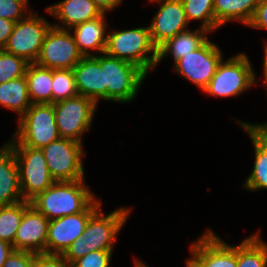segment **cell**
I'll return each mask as SVG.
<instances>
[{"instance_id":"6da1fadb","label":"cell","mask_w":267,"mask_h":267,"mask_svg":"<svg viewBox=\"0 0 267 267\" xmlns=\"http://www.w3.org/2000/svg\"><path fill=\"white\" fill-rule=\"evenodd\" d=\"M88 187L84 179L55 181L30 204L49 221L84 212L97 199Z\"/></svg>"},{"instance_id":"7a4b0ae2","label":"cell","mask_w":267,"mask_h":267,"mask_svg":"<svg viewBox=\"0 0 267 267\" xmlns=\"http://www.w3.org/2000/svg\"><path fill=\"white\" fill-rule=\"evenodd\" d=\"M104 53L131 62L147 74L157 66L158 48L151 40L148 25L108 32Z\"/></svg>"},{"instance_id":"3957f363","label":"cell","mask_w":267,"mask_h":267,"mask_svg":"<svg viewBox=\"0 0 267 267\" xmlns=\"http://www.w3.org/2000/svg\"><path fill=\"white\" fill-rule=\"evenodd\" d=\"M100 67L104 78V101L130 103L147 73L139 66L105 53L100 55Z\"/></svg>"},{"instance_id":"277c9868","label":"cell","mask_w":267,"mask_h":267,"mask_svg":"<svg viewBox=\"0 0 267 267\" xmlns=\"http://www.w3.org/2000/svg\"><path fill=\"white\" fill-rule=\"evenodd\" d=\"M18 121V128L8 141L10 146L42 149L60 138L52 103L32 104Z\"/></svg>"},{"instance_id":"5b68a950","label":"cell","mask_w":267,"mask_h":267,"mask_svg":"<svg viewBox=\"0 0 267 267\" xmlns=\"http://www.w3.org/2000/svg\"><path fill=\"white\" fill-rule=\"evenodd\" d=\"M253 66L245 53H238L217 66L204 93L215 97H234L243 94L256 84Z\"/></svg>"},{"instance_id":"8992f818","label":"cell","mask_w":267,"mask_h":267,"mask_svg":"<svg viewBox=\"0 0 267 267\" xmlns=\"http://www.w3.org/2000/svg\"><path fill=\"white\" fill-rule=\"evenodd\" d=\"M97 105L82 95L53 103L60 137L83 143L82 135L90 130Z\"/></svg>"},{"instance_id":"52a82bcc","label":"cell","mask_w":267,"mask_h":267,"mask_svg":"<svg viewBox=\"0 0 267 267\" xmlns=\"http://www.w3.org/2000/svg\"><path fill=\"white\" fill-rule=\"evenodd\" d=\"M19 170L20 186L24 201L30 202L43 193L55 180L51 177L41 149L28 146H11Z\"/></svg>"},{"instance_id":"ba28073f","label":"cell","mask_w":267,"mask_h":267,"mask_svg":"<svg viewBox=\"0 0 267 267\" xmlns=\"http://www.w3.org/2000/svg\"><path fill=\"white\" fill-rule=\"evenodd\" d=\"M49 173L55 181H77L85 179L83 166V143L58 138L41 149Z\"/></svg>"},{"instance_id":"9c48e42d","label":"cell","mask_w":267,"mask_h":267,"mask_svg":"<svg viewBox=\"0 0 267 267\" xmlns=\"http://www.w3.org/2000/svg\"><path fill=\"white\" fill-rule=\"evenodd\" d=\"M52 26L38 12L33 11L24 19L15 23L13 31L3 50L24 58L29 63H35L44 37Z\"/></svg>"},{"instance_id":"30bf717a","label":"cell","mask_w":267,"mask_h":267,"mask_svg":"<svg viewBox=\"0 0 267 267\" xmlns=\"http://www.w3.org/2000/svg\"><path fill=\"white\" fill-rule=\"evenodd\" d=\"M82 58L72 31L51 26L35 64L50 69H73Z\"/></svg>"},{"instance_id":"8fae6325","label":"cell","mask_w":267,"mask_h":267,"mask_svg":"<svg viewBox=\"0 0 267 267\" xmlns=\"http://www.w3.org/2000/svg\"><path fill=\"white\" fill-rule=\"evenodd\" d=\"M219 46L207 39L198 49L174 63V70L202 91L214 76L223 54Z\"/></svg>"},{"instance_id":"7c38bea8","label":"cell","mask_w":267,"mask_h":267,"mask_svg":"<svg viewBox=\"0 0 267 267\" xmlns=\"http://www.w3.org/2000/svg\"><path fill=\"white\" fill-rule=\"evenodd\" d=\"M99 208L89 219L82 237L85 238L86 252L114 250L119 231L124 227L130 208L120 207L108 215Z\"/></svg>"},{"instance_id":"4fadbf2b","label":"cell","mask_w":267,"mask_h":267,"mask_svg":"<svg viewBox=\"0 0 267 267\" xmlns=\"http://www.w3.org/2000/svg\"><path fill=\"white\" fill-rule=\"evenodd\" d=\"M102 206L96 199L84 212L49 221L47 254H62L78 237H82L90 217Z\"/></svg>"},{"instance_id":"5bb4252c","label":"cell","mask_w":267,"mask_h":267,"mask_svg":"<svg viewBox=\"0 0 267 267\" xmlns=\"http://www.w3.org/2000/svg\"><path fill=\"white\" fill-rule=\"evenodd\" d=\"M150 2L161 3L148 26L151 40L157 48L177 34L189 30L187 28L189 22L181 0H150Z\"/></svg>"},{"instance_id":"9a60e30c","label":"cell","mask_w":267,"mask_h":267,"mask_svg":"<svg viewBox=\"0 0 267 267\" xmlns=\"http://www.w3.org/2000/svg\"><path fill=\"white\" fill-rule=\"evenodd\" d=\"M190 251L201 267H237V245H229L211 229L191 242Z\"/></svg>"},{"instance_id":"2e32d148","label":"cell","mask_w":267,"mask_h":267,"mask_svg":"<svg viewBox=\"0 0 267 267\" xmlns=\"http://www.w3.org/2000/svg\"><path fill=\"white\" fill-rule=\"evenodd\" d=\"M49 220L30 205L23 213V218L14 239V250L28 251L35 254L46 253Z\"/></svg>"},{"instance_id":"e0dca14e","label":"cell","mask_w":267,"mask_h":267,"mask_svg":"<svg viewBox=\"0 0 267 267\" xmlns=\"http://www.w3.org/2000/svg\"><path fill=\"white\" fill-rule=\"evenodd\" d=\"M46 11L60 21L59 24L53 23L52 26L69 30L77 24L104 15L92 0H63L48 6Z\"/></svg>"},{"instance_id":"ac0fdd59","label":"cell","mask_w":267,"mask_h":267,"mask_svg":"<svg viewBox=\"0 0 267 267\" xmlns=\"http://www.w3.org/2000/svg\"><path fill=\"white\" fill-rule=\"evenodd\" d=\"M79 95L98 104L104 100V78L100 67V55L83 57L72 69Z\"/></svg>"},{"instance_id":"d6986e66","label":"cell","mask_w":267,"mask_h":267,"mask_svg":"<svg viewBox=\"0 0 267 267\" xmlns=\"http://www.w3.org/2000/svg\"><path fill=\"white\" fill-rule=\"evenodd\" d=\"M23 201L19 170L13 148L5 143L0 148V207Z\"/></svg>"},{"instance_id":"ffe728a7","label":"cell","mask_w":267,"mask_h":267,"mask_svg":"<svg viewBox=\"0 0 267 267\" xmlns=\"http://www.w3.org/2000/svg\"><path fill=\"white\" fill-rule=\"evenodd\" d=\"M106 15L77 24L70 30L74 31L76 45L83 57L94 56L91 51L103 54L107 43ZM91 50V51H89ZM91 53V54H90Z\"/></svg>"},{"instance_id":"44dd1931","label":"cell","mask_w":267,"mask_h":267,"mask_svg":"<svg viewBox=\"0 0 267 267\" xmlns=\"http://www.w3.org/2000/svg\"><path fill=\"white\" fill-rule=\"evenodd\" d=\"M208 33L210 32L199 27L195 31L187 30L167 40L158 48L157 65L169 55H171L175 63L184 55L198 49L208 39Z\"/></svg>"},{"instance_id":"7402d4cb","label":"cell","mask_w":267,"mask_h":267,"mask_svg":"<svg viewBox=\"0 0 267 267\" xmlns=\"http://www.w3.org/2000/svg\"><path fill=\"white\" fill-rule=\"evenodd\" d=\"M214 17L220 27L228 22L237 21L248 25L261 0H213Z\"/></svg>"},{"instance_id":"603a6c76","label":"cell","mask_w":267,"mask_h":267,"mask_svg":"<svg viewBox=\"0 0 267 267\" xmlns=\"http://www.w3.org/2000/svg\"><path fill=\"white\" fill-rule=\"evenodd\" d=\"M25 76L32 104L52 103L53 69L29 63Z\"/></svg>"},{"instance_id":"cb8c5ba5","label":"cell","mask_w":267,"mask_h":267,"mask_svg":"<svg viewBox=\"0 0 267 267\" xmlns=\"http://www.w3.org/2000/svg\"><path fill=\"white\" fill-rule=\"evenodd\" d=\"M0 105L18 113L19 118L30 108L32 102L29 98L25 75L0 84Z\"/></svg>"},{"instance_id":"d4e9b609","label":"cell","mask_w":267,"mask_h":267,"mask_svg":"<svg viewBox=\"0 0 267 267\" xmlns=\"http://www.w3.org/2000/svg\"><path fill=\"white\" fill-rule=\"evenodd\" d=\"M237 267H267V243L262 241L259 232L237 245Z\"/></svg>"},{"instance_id":"484cf974","label":"cell","mask_w":267,"mask_h":267,"mask_svg":"<svg viewBox=\"0 0 267 267\" xmlns=\"http://www.w3.org/2000/svg\"><path fill=\"white\" fill-rule=\"evenodd\" d=\"M241 128L249 135L254 145L255 161L252 172L244 183L248 191L267 189V148L261 144L243 125Z\"/></svg>"},{"instance_id":"4316f807","label":"cell","mask_w":267,"mask_h":267,"mask_svg":"<svg viewBox=\"0 0 267 267\" xmlns=\"http://www.w3.org/2000/svg\"><path fill=\"white\" fill-rule=\"evenodd\" d=\"M30 202L19 203L0 207V239L13 245L17 229L23 218L24 211L30 206Z\"/></svg>"},{"instance_id":"83f0119b","label":"cell","mask_w":267,"mask_h":267,"mask_svg":"<svg viewBox=\"0 0 267 267\" xmlns=\"http://www.w3.org/2000/svg\"><path fill=\"white\" fill-rule=\"evenodd\" d=\"M184 6L186 17L190 23L192 20H201L200 28L211 33L219 28L214 17L213 0H181Z\"/></svg>"},{"instance_id":"f1b7e54d","label":"cell","mask_w":267,"mask_h":267,"mask_svg":"<svg viewBox=\"0 0 267 267\" xmlns=\"http://www.w3.org/2000/svg\"><path fill=\"white\" fill-rule=\"evenodd\" d=\"M52 104L79 95L72 69H53Z\"/></svg>"},{"instance_id":"f546056e","label":"cell","mask_w":267,"mask_h":267,"mask_svg":"<svg viewBox=\"0 0 267 267\" xmlns=\"http://www.w3.org/2000/svg\"><path fill=\"white\" fill-rule=\"evenodd\" d=\"M29 62L0 49V84L25 75Z\"/></svg>"},{"instance_id":"4dcf8cb0","label":"cell","mask_w":267,"mask_h":267,"mask_svg":"<svg viewBox=\"0 0 267 267\" xmlns=\"http://www.w3.org/2000/svg\"><path fill=\"white\" fill-rule=\"evenodd\" d=\"M28 6V0H0V18L14 22L22 20L32 12L30 9L28 11Z\"/></svg>"},{"instance_id":"1f68e13d","label":"cell","mask_w":267,"mask_h":267,"mask_svg":"<svg viewBox=\"0 0 267 267\" xmlns=\"http://www.w3.org/2000/svg\"><path fill=\"white\" fill-rule=\"evenodd\" d=\"M113 250L91 251L72 263L73 267H110Z\"/></svg>"},{"instance_id":"d6a6232c","label":"cell","mask_w":267,"mask_h":267,"mask_svg":"<svg viewBox=\"0 0 267 267\" xmlns=\"http://www.w3.org/2000/svg\"><path fill=\"white\" fill-rule=\"evenodd\" d=\"M34 267H73L61 254H34Z\"/></svg>"},{"instance_id":"836d02e7","label":"cell","mask_w":267,"mask_h":267,"mask_svg":"<svg viewBox=\"0 0 267 267\" xmlns=\"http://www.w3.org/2000/svg\"><path fill=\"white\" fill-rule=\"evenodd\" d=\"M34 254L28 251L13 250L3 267H34Z\"/></svg>"},{"instance_id":"e575fe53","label":"cell","mask_w":267,"mask_h":267,"mask_svg":"<svg viewBox=\"0 0 267 267\" xmlns=\"http://www.w3.org/2000/svg\"><path fill=\"white\" fill-rule=\"evenodd\" d=\"M61 255L70 263L87 255L85 238L78 237Z\"/></svg>"},{"instance_id":"d590c367","label":"cell","mask_w":267,"mask_h":267,"mask_svg":"<svg viewBox=\"0 0 267 267\" xmlns=\"http://www.w3.org/2000/svg\"><path fill=\"white\" fill-rule=\"evenodd\" d=\"M247 26L267 30V0H261L256 6L254 15Z\"/></svg>"},{"instance_id":"8d00e7d4","label":"cell","mask_w":267,"mask_h":267,"mask_svg":"<svg viewBox=\"0 0 267 267\" xmlns=\"http://www.w3.org/2000/svg\"><path fill=\"white\" fill-rule=\"evenodd\" d=\"M241 126L243 125L261 144L267 148V122L266 123H248L237 121Z\"/></svg>"},{"instance_id":"74e56055","label":"cell","mask_w":267,"mask_h":267,"mask_svg":"<svg viewBox=\"0 0 267 267\" xmlns=\"http://www.w3.org/2000/svg\"><path fill=\"white\" fill-rule=\"evenodd\" d=\"M16 22L0 18V49L6 45Z\"/></svg>"},{"instance_id":"f35d334b","label":"cell","mask_w":267,"mask_h":267,"mask_svg":"<svg viewBox=\"0 0 267 267\" xmlns=\"http://www.w3.org/2000/svg\"><path fill=\"white\" fill-rule=\"evenodd\" d=\"M99 9L105 14L108 11H112L122 3L121 0H92Z\"/></svg>"},{"instance_id":"ab89813d","label":"cell","mask_w":267,"mask_h":267,"mask_svg":"<svg viewBox=\"0 0 267 267\" xmlns=\"http://www.w3.org/2000/svg\"><path fill=\"white\" fill-rule=\"evenodd\" d=\"M13 250L14 248L11 244L0 239V267H3Z\"/></svg>"},{"instance_id":"60d3db41","label":"cell","mask_w":267,"mask_h":267,"mask_svg":"<svg viewBox=\"0 0 267 267\" xmlns=\"http://www.w3.org/2000/svg\"><path fill=\"white\" fill-rule=\"evenodd\" d=\"M264 62H263V84L267 87V40L264 42ZM267 89V88H266Z\"/></svg>"},{"instance_id":"b9f144b4","label":"cell","mask_w":267,"mask_h":267,"mask_svg":"<svg viewBox=\"0 0 267 267\" xmlns=\"http://www.w3.org/2000/svg\"><path fill=\"white\" fill-rule=\"evenodd\" d=\"M186 260V267H201L192 257Z\"/></svg>"},{"instance_id":"7bdbcfd3","label":"cell","mask_w":267,"mask_h":267,"mask_svg":"<svg viewBox=\"0 0 267 267\" xmlns=\"http://www.w3.org/2000/svg\"><path fill=\"white\" fill-rule=\"evenodd\" d=\"M135 267H149L147 266L143 261L141 260H138L135 258V264H134Z\"/></svg>"}]
</instances>
